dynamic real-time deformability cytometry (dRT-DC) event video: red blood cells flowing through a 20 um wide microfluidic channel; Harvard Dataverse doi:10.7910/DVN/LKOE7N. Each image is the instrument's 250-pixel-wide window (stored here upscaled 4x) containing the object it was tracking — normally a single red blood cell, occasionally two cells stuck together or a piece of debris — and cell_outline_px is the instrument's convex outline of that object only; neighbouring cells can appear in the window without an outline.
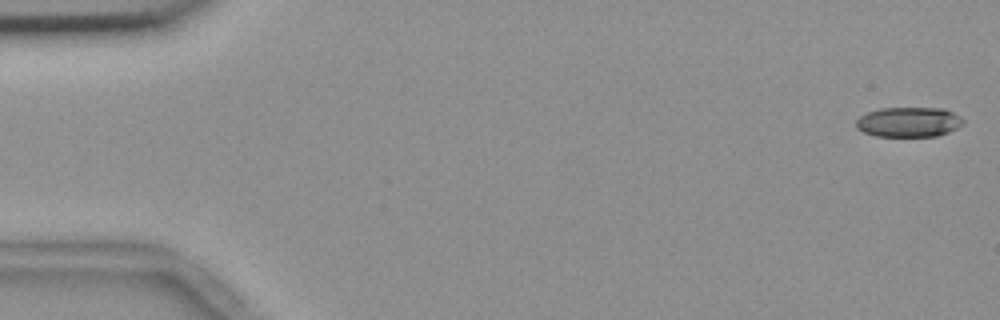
{"species": "common noctule bat (a hibernating species)", "species_latin": "Nyctalus noctula", "temperature_condition": "room temperature", "stored_images_in_passage": 55, "camera_frame_rate_fps": 3000, "um_per_image_px": 0.085, "animal": {"sex": "female", "body_mass_g": 18.4}, "frame": {"image": 1, "passage_image": 1, "time_ms": 0.0, "image_size_px": [1000, 320], "cell_outline_px": [[964, 124], [948, 132], [936, 136], [876, 136], [864, 132], [856, 128], [856, 120], [860, 116], [868, 112], [880, 108], [944, 108], [960, 116], [964, 120]], "centroid_in_image_um": [77.25, 10.37], "position_along_channel_um": 7.8, "area_um2": 18.67}}
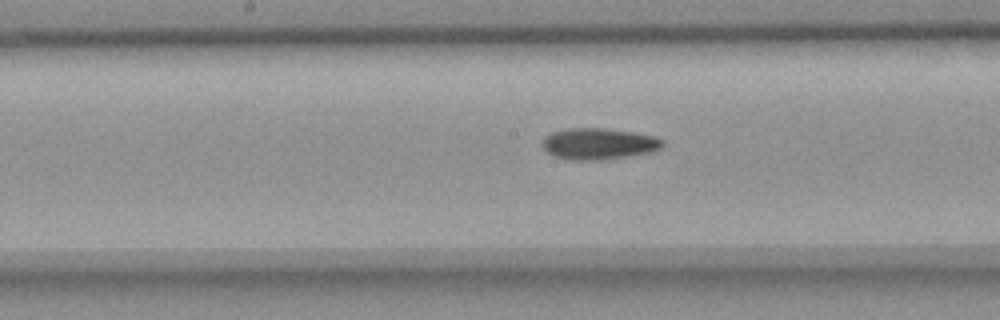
{"frame": {"image": 2, "passage_image": 28, "time_ms": 9.0, "image_size_px": [1000, 320], "cell_outline_px": [[664, 144], [660, 148], [648, 152], [612, 160], [568, 160], [552, 156], [540, 144], [544, 136], [552, 132], [568, 128], [604, 128], [632, 132], [652, 136], [664, 140]], "centroid_in_image_um": [50.83, 12.23], "position_along_channel_um": 197.4, "area_um2": 22.2}}
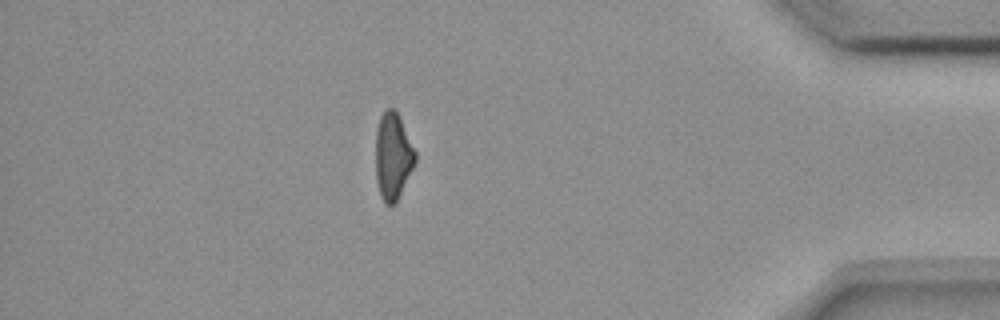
{"frame": {"image": 3, "passage_image": 48, "time_ms": 15.667, "image_size_px": [1000, 320], "cell_outline_px": [[416, 160], [396, 204], [384, 204], [380, 196], [376, 180], [376, 128], [380, 116], [388, 108], [396, 108], [400, 116], [416, 152]], "centroid_in_image_um": [33.39, 13.27], "position_along_channel_um": 401.8, "area_um2": 20.23}, "authors_computed_cell_mechanics": {"area_um2": 20.6346, "velocity_mm_per_s": 3.6893, "shape_relaxation_time_tau1_ms": 7.2145, "shape_relaxation_time_tau2_ms": null, "deformation_change_tau1": 0.197, "deformation_change_tau2": null}}